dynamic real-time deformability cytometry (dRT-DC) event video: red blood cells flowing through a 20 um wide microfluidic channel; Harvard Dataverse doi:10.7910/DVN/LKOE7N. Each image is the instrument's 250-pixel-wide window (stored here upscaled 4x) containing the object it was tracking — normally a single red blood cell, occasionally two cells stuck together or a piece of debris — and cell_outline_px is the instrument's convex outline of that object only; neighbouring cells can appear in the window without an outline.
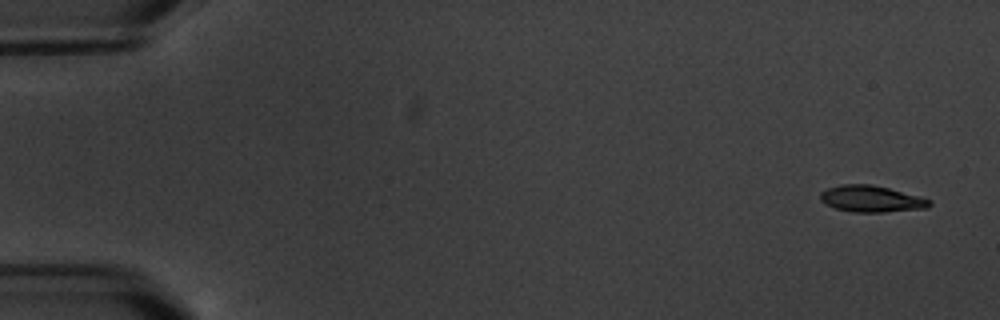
{"species": "common noctule bat (a hibernating species)", "species_latin": "Nyctalus noctula", "temperature_condition": "warm", "stored_images_in_passage": 10, "camera_frame_rate_fps": 3000, "um_per_image_px": 0.085, "animal": {"sex": "male", "body_mass_g": 20.1, "forearm_length_mm": 53.5}, "frame": {"image": 1, "passage_image": 1, "time_ms": 0.0, "image_size_px": [1000, 320], "cell_outline_px": [[932, 204], [928, 208], [884, 212], [852, 212], [836, 208], [820, 200], [820, 192], [828, 188], [840, 184], [868, 184], [888, 188], [920, 196], [932, 200]], "centroid_in_image_um": [74.09, 16.9], "position_along_channel_um": 10.9, "area_um2": 16.82}}
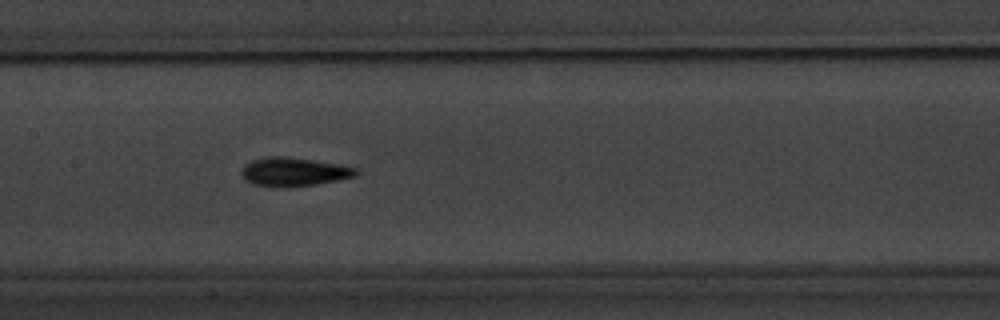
{"frame": {"image": 2, "passage_image": 9, "time_ms": 9.0, "image_size_px": [1000, 320], "cell_outline_px": [[360, 172], [356, 176], [316, 184], [280, 188], [272, 188], [252, 184], [244, 180], [240, 172], [244, 164], [252, 160], [264, 156], [280, 156], [312, 160], [340, 164], [356, 168]], "centroid_in_image_um": [24.91, 14.61], "position_along_channel_um": 182.5, "area_um2": 19.42}}
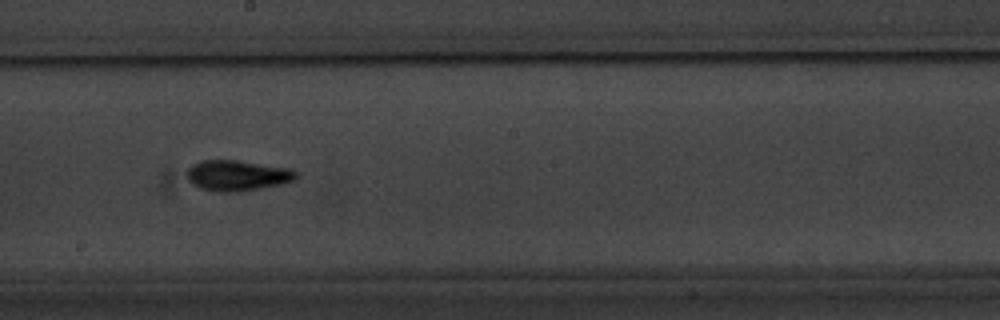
{"frame": {"image": 3, "passage_image": 10, "time_ms": 10.333, "image_size_px": [1000, 320], "cell_outline_px": [[300, 176], [296, 180], [280, 184], [240, 192], [216, 192], [200, 188], [192, 184], [188, 180], [188, 168], [192, 164], [200, 160], [236, 160], [292, 168], [300, 172]], "centroid_in_image_um": [20.22, 14.91], "position_along_channel_um": 228.0, "area_um2": 19.83}}